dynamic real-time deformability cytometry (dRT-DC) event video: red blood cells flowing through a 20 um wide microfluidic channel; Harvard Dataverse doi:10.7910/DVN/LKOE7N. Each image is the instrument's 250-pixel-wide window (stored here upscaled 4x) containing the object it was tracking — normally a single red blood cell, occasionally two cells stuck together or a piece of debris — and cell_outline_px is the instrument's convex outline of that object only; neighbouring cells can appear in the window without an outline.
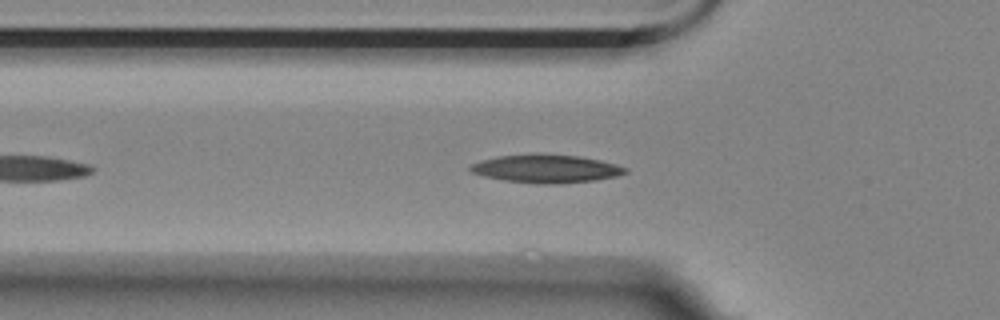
{"species": "Egyptian fruit bat (a non-hibernating species)", "species_latin": "Rousettus aegyptiacus", "temperature_condition": "room temperature", "stored_images_in_passage": 10, "camera_frame_rate_fps": 3000, "um_per_image_px": 0.085, "animal": {"sex": "female"}, "frame": {"image": 1, "passage_image": 8, "time_ms": 2.333, "image_size_px": [1000, 320], "cell_outline_px": [[628, 172], [616, 176], [596, 180], [560, 184], [536, 184], [504, 180], [484, 176], [472, 172], [468, 168], [472, 164], [480, 160], [496, 156], [532, 152], [540, 152], [580, 156], [600, 160], [616, 164], [628, 168]], "centroid_in_image_um": [46.42, 14.31], "position_along_channel_um": 79.4, "area_um2": 26.13}}